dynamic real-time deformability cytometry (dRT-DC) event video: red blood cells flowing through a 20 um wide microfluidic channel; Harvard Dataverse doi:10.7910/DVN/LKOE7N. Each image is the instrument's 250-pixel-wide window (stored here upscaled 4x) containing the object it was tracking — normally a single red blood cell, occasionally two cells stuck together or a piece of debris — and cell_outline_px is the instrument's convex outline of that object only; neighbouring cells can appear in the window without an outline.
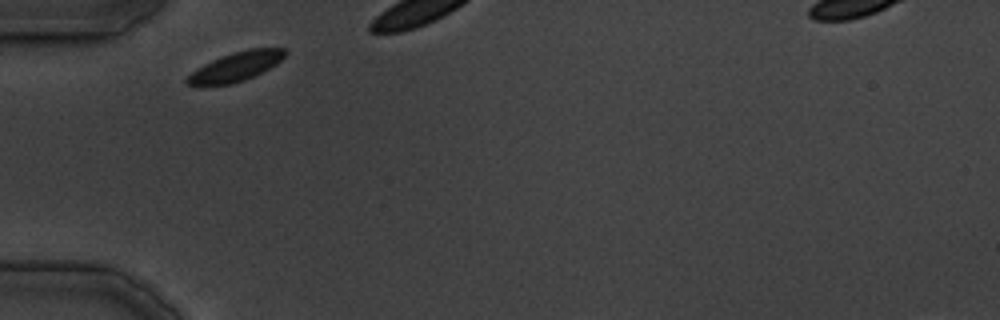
{"species": "common noctule bat (a hibernating species)", "species_latin": "Nyctalus noctula", "temperature_condition": "cold", "stored_images_in_passage": 5, "camera_frame_rate_fps": 3000, "um_per_image_px": 0.085, "animal": {"sex": "male", "body_mass_g": 19.5, "forearm_length_mm": 54.6}, "frame": {"image": 1, "passage_image": 1, "time_ms": 0.0, "image_size_px": [1000, 320], "cell_outline_px": [[288, 52], [276, 64], [244, 80], [228, 84], [200, 88], [188, 84], [184, 80], [196, 68], [212, 60], [232, 52], [248, 48], [284, 48]], "centroid_in_image_um": [19.98, 5.68], "position_along_channel_um": 65.0, "area_um2": 16.76}}